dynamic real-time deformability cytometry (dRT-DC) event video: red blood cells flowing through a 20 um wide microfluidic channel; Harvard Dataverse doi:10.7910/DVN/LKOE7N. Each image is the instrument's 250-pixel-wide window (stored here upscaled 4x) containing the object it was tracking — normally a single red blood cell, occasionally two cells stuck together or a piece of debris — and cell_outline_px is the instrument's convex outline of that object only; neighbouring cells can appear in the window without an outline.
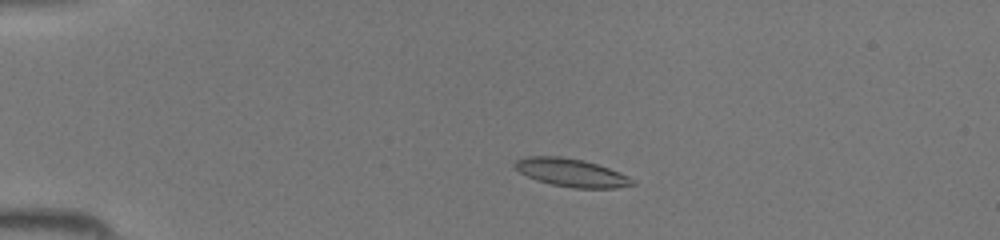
{"species": "common noctule bat (a hibernating species)", "species_latin": "Nyctalus noctula", "temperature_condition": "room temperature", "stored_images_in_passage": 42, "camera_frame_rate_fps": 3000, "um_per_image_px": 0.085, "animal": {"sex": "female", "body_mass_g": 19.5, "forearm_length_mm": 54.1}, "frame": {"image": 1, "passage_image": 7, "time_ms": 2.0, "image_size_px": [1000, 240], "cell_outline_px": [[636, 184], [616, 188], [572, 188], [552, 184], [536, 180], [520, 172], [512, 164], [516, 160], [524, 156], [560, 156], [584, 160], [608, 168], [628, 176]], "centroid_in_image_um": [48.53, 14.67], "position_along_channel_um": 36.5, "area_um2": 19.13}}
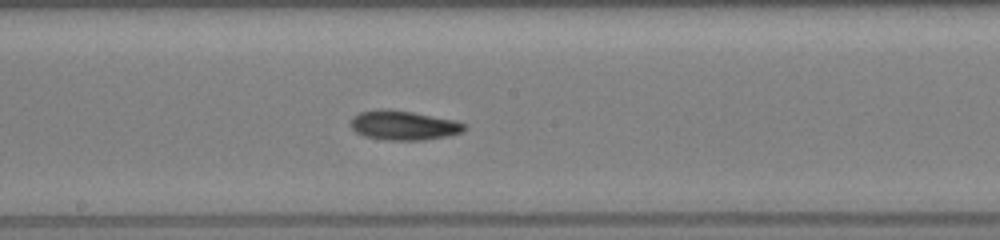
{"frame": {"image": 2, "passage_image": 22, "time_ms": 7.0, "image_size_px": [1000, 240], "cell_outline_px": [[468, 128], [464, 132], [448, 136], [424, 140], [388, 140], [364, 136], [356, 132], [352, 128], [352, 116], [360, 112], [376, 108], [388, 108], [412, 112], [456, 120], [464, 124]], "centroid_in_image_um": [34.33, 10.64], "position_along_channel_um": 213.9, "area_um2": 19.71}}
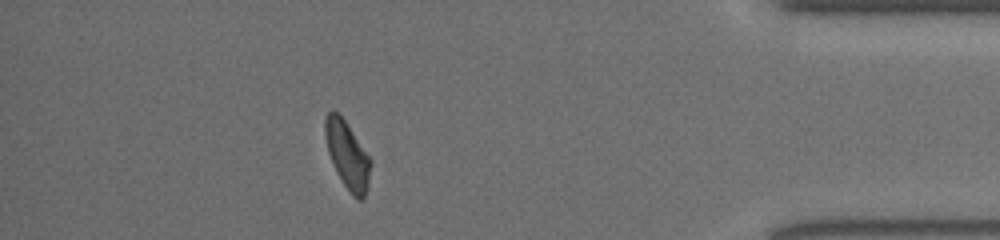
{"frame": {"image": 3, "passage_image": 37, "time_ms": 12.0, "image_size_px": [1000, 240], "cell_outline_px": [[372, 164], [364, 200], [356, 200], [352, 196], [344, 184], [328, 152], [324, 136], [324, 120], [328, 112], [332, 108], [344, 120], [372, 160]], "centroid_in_image_um": [29.53, 13.18], "position_along_channel_um": 405.7, "area_um2": 17.63}}